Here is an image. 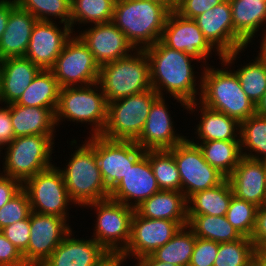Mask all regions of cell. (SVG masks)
<instances>
[{
  "label": "cell",
  "mask_w": 266,
  "mask_h": 266,
  "mask_svg": "<svg viewBox=\"0 0 266 266\" xmlns=\"http://www.w3.org/2000/svg\"><path fill=\"white\" fill-rule=\"evenodd\" d=\"M41 70L26 57L7 58L0 61V101L16 103L34 77Z\"/></svg>",
  "instance_id": "24"
},
{
  "label": "cell",
  "mask_w": 266,
  "mask_h": 266,
  "mask_svg": "<svg viewBox=\"0 0 266 266\" xmlns=\"http://www.w3.org/2000/svg\"><path fill=\"white\" fill-rule=\"evenodd\" d=\"M31 212L28 195L22 188L8 203L0 208V230L5 226L27 219Z\"/></svg>",
  "instance_id": "42"
},
{
  "label": "cell",
  "mask_w": 266,
  "mask_h": 266,
  "mask_svg": "<svg viewBox=\"0 0 266 266\" xmlns=\"http://www.w3.org/2000/svg\"><path fill=\"white\" fill-rule=\"evenodd\" d=\"M0 231L23 254L27 250L30 240V216L27 219L5 226Z\"/></svg>",
  "instance_id": "43"
},
{
  "label": "cell",
  "mask_w": 266,
  "mask_h": 266,
  "mask_svg": "<svg viewBox=\"0 0 266 266\" xmlns=\"http://www.w3.org/2000/svg\"><path fill=\"white\" fill-rule=\"evenodd\" d=\"M137 266H176V265L157 261L151 255H147L139 258Z\"/></svg>",
  "instance_id": "51"
},
{
  "label": "cell",
  "mask_w": 266,
  "mask_h": 266,
  "mask_svg": "<svg viewBox=\"0 0 266 266\" xmlns=\"http://www.w3.org/2000/svg\"><path fill=\"white\" fill-rule=\"evenodd\" d=\"M170 11L149 0H116L112 22L136 48L146 49L161 39ZM145 44V45H144Z\"/></svg>",
  "instance_id": "2"
},
{
  "label": "cell",
  "mask_w": 266,
  "mask_h": 266,
  "mask_svg": "<svg viewBox=\"0 0 266 266\" xmlns=\"http://www.w3.org/2000/svg\"><path fill=\"white\" fill-rule=\"evenodd\" d=\"M148 159L160 190L181 191V178L169 149L148 150Z\"/></svg>",
  "instance_id": "35"
},
{
  "label": "cell",
  "mask_w": 266,
  "mask_h": 266,
  "mask_svg": "<svg viewBox=\"0 0 266 266\" xmlns=\"http://www.w3.org/2000/svg\"><path fill=\"white\" fill-rule=\"evenodd\" d=\"M164 101V98L159 96L152 103L145 126L135 141L145 151L171 149L186 139L175 135L173 122Z\"/></svg>",
  "instance_id": "22"
},
{
  "label": "cell",
  "mask_w": 266,
  "mask_h": 266,
  "mask_svg": "<svg viewBox=\"0 0 266 266\" xmlns=\"http://www.w3.org/2000/svg\"><path fill=\"white\" fill-rule=\"evenodd\" d=\"M88 206L98 209L96 234L93 239L110 255L120 256L131 238V220L135 209L110 198L90 203ZM120 241L124 244L121 247L118 246Z\"/></svg>",
  "instance_id": "10"
},
{
  "label": "cell",
  "mask_w": 266,
  "mask_h": 266,
  "mask_svg": "<svg viewBox=\"0 0 266 266\" xmlns=\"http://www.w3.org/2000/svg\"><path fill=\"white\" fill-rule=\"evenodd\" d=\"M219 243L196 237L189 266H213L218 253Z\"/></svg>",
  "instance_id": "44"
},
{
  "label": "cell",
  "mask_w": 266,
  "mask_h": 266,
  "mask_svg": "<svg viewBox=\"0 0 266 266\" xmlns=\"http://www.w3.org/2000/svg\"><path fill=\"white\" fill-rule=\"evenodd\" d=\"M256 114L260 116H266V92L256 105Z\"/></svg>",
  "instance_id": "54"
},
{
  "label": "cell",
  "mask_w": 266,
  "mask_h": 266,
  "mask_svg": "<svg viewBox=\"0 0 266 266\" xmlns=\"http://www.w3.org/2000/svg\"><path fill=\"white\" fill-rule=\"evenodd\" d=\"M169 150L176 161L181 178V191L187 200L193 194L215 187L226 179L205 161L202 150L195 142L185 139Z\"/></svg>",
  "instance_id": "9"
},
{
  "label": "cell",
  "mask_w": 266,
  "mask_h": 266,
  "mask_svg": "<svg viewBox=\"0 0 266 266\" xmlns=\"http://www.w3.org/2000/svg\"><path fill=\"white\" fill-rule=\"evenodd\" d=\"M257 208L258 206L254 203L239 199L233 195L226 218L241 236L251 239Z\"/></svg>",
  "instance_id": "41"
},
{
  "label": "cell",
  "mask_w": 266,
  "mask_h": 266,
  "mask_svg": "<svg viewBox=\"0 0 266 266\" xmlns=\"http://www.w3.org/2000/svg\"><path fill=\"white\" fill-rule=\"evenodd\" d=\"M227 179L235 197L258 207L266 204V161L242 156Z\"/></svg>",
  "instance_id": "21"
},
{
  "label": "cell",
  "mask_w": 266,
  "mask_h": 266,
  "mask_svg": "<svg viewBox=\"0 0 266 266\" xmlns=\"http://www.w3.org/2000/svg\"><path fill=\"white\" fill-rule=\"evenodd\" d=\"M54 135H28L15 137L7 147L5 176L19 180L22 184L51 166Z\"/></svg>",
  "instance_id": "7"
},
{
  "label": "cell",
  "mask_w": 266,
  "mask_h": 266,
  "mask_svg": "<svg viewBox=\"0 0 266 266\" xmlns=\"http://www.w3.org/2000/svg\"><path fill=\"white\" fill-rule=\"evenodd\" d=\"M71 202L88 205L109 199L107 189L99 169L95 149L86 142L73 154L65 170H61Z\"/></svg>",
  "instance_id": "5"
},
{
  "label": "cell",
  "mask_w": 266,
  "mask_h": 266,
  "mask_svg": "<svg viewBox=\"0 0 266 266\" xmlns=\"http://www.w3.org/2000/svg\"><path fill=\"white\" fill-rule=\"evenodd\" d=\"M22 183L8 176H0V208L8 203L21 189Z\"/></svg>",
  "instance_id": "48"
},
{
  "label": "cell",
  "mask_w": 266,
  "mask_h": 266,
  "mask_svg": "<svg viewBox=\"0 0 266 266\" xmlns=\"http://www.w3.org/2000/svg\"><path fill=\"white\" fill-rule=\"evenodd\" d=\"M70 231L42 266H100L111 255L94 239H70Z\"/></svg>",
  "instance_id": "23"
},
{
  "label": "cell",
  "mask_w": 266,
  "mask_h": 266,
  "mask_svg": "<svg viewBox=\"0 0 266 266\" xmlns=\"http://www.w3.org/2000/svg\"><path fill=\"white\" fill-rule=\"evenodd\" d=\"M251 241L256 249L266 248V204L257 208Z\"/></svg>",
  "instance_id": "47"
},
{
  "label": "cell",
  "mask_w": 266,
  "mask_h": 266,
  "mask_svg": "<svg viewBox=\"0 0 266 266\" xmlns=\"http://www.w3.org/2000/svg\"><path fill=\"white\" fill-rule=\"evenodd\" d=\"M79 37L88 46L99 66L130 55L127 52L134 48L112 21L95 24Z\"/></svg>",
  "instance_id": "20"
},
{
  "label": "cell",
  "mask_w": 266,
  "mask_h": 266,
  "mask_svg": "<svg viewBox=\"0 0 266 266\" xmlns=\"http://www.w3.org/2000/svg\"><path fill=\"white\" fill-rule=\"evenodd\" d=\"M187 226L196 237L218 243L232 242L242 237L226 216L188 215Z\"/></svg>",
  "instance_id": "32"
},
{
  "label": "cell",
  "mask_w": 266,
  "mask_h": 266,
  "mask_svg": "<svg viewBox=\"0 0 266 266\" xmlns=\"http://www.w3.org/2000/svg\"><path fill=\"white\" fill-rule=\"evenodd\" d=\"M116 0H71V27L79 23L95 24L112 21Z\"/></svg>",
  "instance_id": "36"
},
{
  "label": "cell",
  "mask_w": 266,
  "mask_h": 266,
  "mask_svg": "<svg viewBox=\"0 0 266 266\" xmlns=\"http://www.w3.org/2000/svg\"><path fill=\"white\" fill-rule=\"evenodd\" d=\"M266 32V31H265ZM265 35V37H264V39L262 40L263 42H262V44H261V53H259V56H258V58L262 61V62H264L265 64H266V33L264 34Z\"/></svg>",
  "instance_id": "56"
},
{
  "label": "cell",
  "mask_w": 266,
  "mask_h": 266,
  "mask_svg": "<svg viewBox=\"0 0 266 266\" xmlns=\"http://www.w3.org/2000/svg\"><path fill=\"white\" fill-rule=\"evenodd\" d=\"M254 263L257 266H266V248L255 250Z\"/></svg>",
  "instance_id": "52"
},
{
  "label": "cell",
  "mask_w": 266,
  "mask_h": 266,
  "mask_svg": "<svg viewBox=\"0 0 266 266\" xmlns=\"http://www.w3.org/2000/svg\"><path fill=\"white\" fill-rule=\"evenodd\" d=\"M16 5L15 0H0V40L6 29L9 14Z\"/></svg>",
  "instance_id": "50"
},
{
  "label": "cell",
  "mask_w": 266,
  "mask_h": 266,
  "mask_svg": "<svg viewBox=\"0 0 266 266\" xmlns=\"http://www.w3.org/2000/svg\"><path fill=\"white\" fill-rule=\"evenodd\" d=\"M159 97L152 88L108 103L107 122L101 136L110 140L136 141L152 103Z\"/></svg>",
  "instance_id": "6"
},
{
  "label": "cell",
  "mask_w": 266,
  "mask_h": 266,
  "mask_svg": "<svg viewBox=\"0 0 266 266\" xmlns=\"http://www.w3.org/2000/svg\"><path fill=\"white\" fill-rule=\"evenodd\" d=\"M201 78V104L240 123L256 113V105L242 90L236 73L228 70L205 68Z\"/></svg>",
  "instance_id": "3"
},
{
  "label": "cell",
  "mask_w": 266,
  "mask_h": 266,
  "mask_svg": "<svg viewBox=\"0 0 266 266\" xmlns=\"http://www.w3.org/2000/svg\"><path fill=\"white\" fill-rule=\"evenodd\" d=\"M123 260L120 258L119 255H111L104 263L100 266H121L120 264Z\"/></svg>",
  "instance_id": "55"
},
{
  "label": "cell",
  "mask_w": 266,
  "mask_h": 266,
  "mask_svg": "<svg viewBox=\"0 0 266 266\" xmlns=\"http://www.w3.org/2000/svg\"><path fill=\"white\" fill-rule=\"evenodd\" d=\"M136 53L100 66L97 84L107 103L152 89L148 56L143 49Z\"/></svg>",
  "instance_id": "4"
},
{
  "label": "cell",
  "mask_w": 266,
  "mask_h": 266,
  "mask_svg": "<svg viewBox=\"0 0 266 266\" xmlns=\"http://www.w3.org/2000/svg\"><path fill=\"white\" fill-rule=\"evenodd\" d=\"M14 138L10 104H7V108H0V145H8Z\"/></svg>",
  "instance_id": "49"
},
{
  "label": "cell",
  "mask_w": 266,
  "mask_h": 266,
  "mask_svg": "<svg viewBox=\"0 0 266 266\" xmlns=\"http://www.w3.org/2000/svg\"><path fill=\"white\" fill-rule=\"evenodd\" d=\"M50 70L60 88L74 87L78 82L97 87L100 66L88 46L77 36L67 41Z\"/></svg>",
  "instance_id": "11"
},
{
  "label": "cell",
  "mask_w": 266,
  "mask_h": 266,
  "mask_svg": "<svg viewBox=\"0 0 266 266\" xmlns=\"http://www.w3.org/2000/svg\"><path fill=\"white\" fill-rule=\"evenodd\" d=\"M187 224L188 221L144 218L135 211L131 220V238L120 258L124 261L129 253L136 259L151 255Z\"/></svg>",
  "instance_id": "14"
},
{
  "label": "cell",
  "mask_w": 266,
  "mask_h": 266,
  "mask_svg": "<svg viewBox=\"0 0 266 266\" xmlns=\"http://www.w3.org/2000/svg\"><path fill=\"white\" fill-rule=\"evenodd\" d=\"M67 219L55 215L30 213V240L22 254L27 266H42L71 231Z\"/></svg>",
  "instance_id": "15"
},
{
  "label": "cell",
  "mask_w": 266,
  "mask_h": 266,
  "mask_svg": "<svg viewBox=\"0 0 266 266\" xmlns=\"http://www.w3.org/2000/svg\"><path fill=\"white\" fill-rule=\"evenodd\" d=\"M37 19L16 5L10 12L6 29L0 40V61L24 57Z\"/></svg>",
  "instance_id": "25"
},
{
  "label": "cell",
  "mask_w": 266,
  "mask_h": 266,
  "mask_svg": "<svg viewBox=\"0 0 266 266\" xmlns=\"http://www.w3.org/2000/svg\"><path fill=\"white\" fill-rule=\"evenodd\" d=\"M207 163L228 178L238 165L242 152L240 140H210L196 144Z\"/></svg>",
  "instance_id": "31"
},
{
  "label": "cell",
  "mask_w": 266,
  "mask_h": 266,
  "mask_svg": "<svg viewBox=\"0 0 266 266\" xmlns=\"http://www.w3.org/2000/svg\"><path fill=\"white\" fill-rule=\"evenodd\" d=\"M200 124L197 125L198 137L202 141L210 140H240L235 139L236 126L240 128L241 123L220 111L213 110L202 104ZM235 134V135H234Z\"/></svg>",
  "instance_id": "33"
},
{
  "label": "cell",
  "mask_w": 266,
  "mask_h": 266,
  "mask_svg": "<svg viewBox=\"0 0 266 266\" xmlns=\"http://www.w3.org/2000/svg\"><path fill=\"white\" fill-rule=\"evenodd\" d=\"M71 29V25L64 24V30L61 31L51 20H37L24 57L41 69H50L70 39Z\"/></svg>",
  "instance_id": "19"
},
{
  "label": "cell",
  "mask_w": 266,
  "mask_h": 266,
  "mask_svg": "<svg viewBox=\"0 0 266 266\" xmlns=\"http://www.w3.org/2000/svg\"><path fill=\"white\" fill-rule=\"evenodd\" d=\"M233 196L230 183L226 178L221 184L193 194L187 202L188 215L226 216Z\"/></svg>",
  "instance_id": "30"
},
{
  "label": "cell",
  "mask_w": 266,
  "mask_h": 266,
  "mask_svg": "<svg viewBox=\"0 0 266 266\" xmlns=\"http://www.w3.org/2000/svg\"><path fill=\"white\" fill-rule=\"evenodd\" d=\"M59 91L60 87L57 79L51 70L41 69L16 104L50 108L56 113L59 103Z\"/></svg>",
  "instance_id": "29"
},
{
  "label": "cell",
  "mask_w": 266,
  "mask_h": 266,
  "mask_svg": "<svg viewBox=\"0 0 266 266\" xmlns=\"http://www.w3.org/2000/svg\"><path fill=\"white\" fill-rule=\"evenodd\" d=\"M235 73L246 96L257 105L266 92V64L257 57Z\"/></svg>",
  "instance_id": "39"
},
{
  "label": "cell",
  "mask_w": 266,
  "mask_h": 266,
  "mask_svg": "<svg viewBox=\"0 0 266 266\" xmlns=\"http://www.w3.org/2000/svg\"><path fill=\"white\" fill-rule=\"evenodd\" d=\"M161 191L148 159V150L132 165L127 174L110 191L109 198L137 208L143 201ZM136 199L134 205L128 200Z\"/></svg>",
  "instance_id": "18"
},
{
  "label": "cell",
  "mask_w": 266,
  "mask_h": 266,
  "mask_svg": "<svg viewBox=\"0 0 266 266\" xmlns=\"http://www.w3.org/2000/svg\"><path fill=\"white\" fill-rule=\"evenodd\" d=\"M224 0H179L175 12L181 17L194 19Z\"/></svg>",
  "instance_id": "45"
},
{
  "label": "cell",
  "mask_w": 266,
  "mask_h": 266,
  "mask_svg": "<svg viewBox=\"0 0 266 266\" xmlns=\"http://www.w3.org/2000/svg\"><path fill=\"white\" fill-rule=\"evenodd\" d=\"M164 5L170 12L175 11L179 0H149Z\"/></svg>",
  "instance_id": "53"
},
{
  "label": "cell",
  "mask_w": 266,
  "mask_h": 266,
  "mask_svg": "<svg viewBox=\"0 0 266 266\" xmlns=\"http://www.w3.org/2000/svg\"><path fill=\"white\" fill-rule=\"evenodd\" d=\"M15 2L37 20L50 21L47 16H58L62 18L61 23L70 25L71 0H15Z\"/></svg>",
  "instance_id": "40"
},
{
  "label": "cell",
  "mask_w": 266,
  "mask_h": 266,
  "mask_svg": "<svg viewBox=\"0 0 266 266\" xmlns=\"http://www.w3.org/2000/svg\"><path fill=\"white\" fill-rule=\"evenodd\" d=\"M14 136L53 135L56 113L50 108L10 104Z\"/></svg>",
  "instance_id": "28"
},
{
  "label": "cell",
  "mask_w": 266,
  "mask_h": 266,
  "mask_svg": "<svg viewBox=\"0 0 266 266\" xmlns=\"http://www.w3.org/2000/svg\"><path fill=\"white\" fill-rule=\"evenodd\" d=\"M87 142L95 149L99 169L109 191L145 153L135 141L110 140L101 135H92Z\"/></svg>",
  "instance_id": "12"
},
{
  "label": "cell",
  "mask_w": 266,
  "mask_h": 266,
  "mask_svg": "<svg viewBox=\"0 0 266 266\" xmlns=\"http://www.w3.org/2000/svg\"><path fill=\"white\" fill-rule=\"evenodd\" d=\"M144 50L150 63L151 87L161 97V89L165 87L181 105L193 110L197 106V91L191 67V59L194 58L165 46L160 40Z\"/></svg>",
  "instance_id": "1"
},
{
  "label": "cell",
  "mask_w": 266,
  "mask_h": 266,
  "mask_svg": "<svg viewBox=\"0 0 266 266\" xmlns=\"http://www.w3.org/2000/svg\"><path fill=\"white\" fill-rule=\"evenodd\" d=\"M92 86L60 88L56 124L63 116L72 121L92 122V135H101L107 122L108 103L103 91L96 93Z\"/></svg>",
  "instance_id": "8"
},
{
  "label": "cell",
  "mask_w": 266,
  "mask_h": 266,
  "mask_svg": "<svg viewBox=\"0 0 266 266\" xmlns=\"http://www.w3.org/2000/svg\"><path fill=\"white\" fill-rule=\"evenodd\" d=\"M160 41L171 49L185 52L194 60H205L213 49L196 22L175 11L168 15Z\"/></svg>",
  "instance_id": "17"
},
{
  "label": "cell",
  "mask_w": 266,
  "mask_h": 266,
  "mask_svg": "<svg viewBox=\"0 0 266 266\" xmlns=\"http://www.w3.org/2000/svg\"><path fill=\"white\" fill-rule=\"evenodd\" d=\"M0 266H27L22 254L0 231Z\"/></svg>",
  "instance_id": "46"
},
{
  "label": "cell",
  "mask_w": 266,
  "mask_h": 266,
  "mask_svg": "<svg viewBox=\"0 0 266 266\" xmlns=\"http://www.w3.org/2000/svg\"><path fill=\"white\" fill-rule=\"evenodd\" d=\"M240 148L242 152V147H248L252 152H257L263 155L259 158V155L244 154L242 156L266 161V116H260L254 114L246 120L241 122L239 133Z\"/></svg>",
  "instance_id": "37"
},
{
  "label": "cell",
  "mask_w": 266,
  "mask_h": 266,
  "mask_svg": "<svg viewBox=\"0 0 266 266\" xmlns=\"http://www.w3.org/2000/svg\"><path fill=\"white\" fill-rule=\"evenodd\" d=\"M24 184L22 188L28 195L32 212L67 218L65 209L71 199L60 169L51 166L29 178Z\"/></svg>",
  "instance_id": "13"
},
{
  "label": "cell",
  "mask_w": 266,
  "mask_h": 266,
  "mask_svg": "<svg viewBox=\"0 0 266 266\" xmlns=\"http://www.w3.org/2000/svg\"><path fill=\"white\" fill-rule=\"evenodd\" d=\"M234 26V52L243 49L266 21V0H229Z\"/></svg>",
  "instance_id": "26"
},
{
  "label": "cell",
  "mask_w": 266,
  "mask_h": 266,
  "mask_svg": "<svg viewBox=\"0 0 266 266\" xmlns=\"http://www.w3.org/2000/svg\"><path fill=\"white\" fill-rule=\"evenodd\" d=\"M135 211L144 218L188 221V202L182 191L161 190L143 201Z\"/></svg>",
  "instance_id": "27"
},
{
  "label": "cell",
  "mask_w": 266,
  "mask_h": 266,
  "mask_svg": "<svg viewBox=\"0 0 266 266\" xmlns=\"http://www.w3.org/2000/svg\"><path fill=\"white\" fill-rule=\"evenodd\" d=\"M200 28L208 42L215 46L223 64H230L236 55L242 51L234 52V26L229 0L205 11L193 19Z\"/></svg>",
  "instance_id": "16"
},
{
  "label": "cell",
  "mask_w": 266,
  "mask_h": 266,
  "mask_svg": "<svg viewBox=\"0 0 266 266\" xmlns=\"http://www.w3.org/2000/svg\"><path fill=\"white\" fill-rule=\"evenodd\" d=\"M188 226H183L165 245L156 249L151 256L164 263L176 266H189L193 249L196 243V236Z\"/></svg>",
  "instance_id": "34"
},
{
  "label": "cell",
  "mask_w": 266,
  "mask_h": 266,
  "mask_svg": "<svg viewBox=\"0 0 266 266\" xmlns=\"http://www.w3.org/2000/svg\"><path fill=\"white\" fill-rule=\"evenodd\" d=\"M255 250L251 239L243 236L236 241L219 243L213 266H251Z\"/></svg>",
  "instance_id": "38"
}]
</instances>
